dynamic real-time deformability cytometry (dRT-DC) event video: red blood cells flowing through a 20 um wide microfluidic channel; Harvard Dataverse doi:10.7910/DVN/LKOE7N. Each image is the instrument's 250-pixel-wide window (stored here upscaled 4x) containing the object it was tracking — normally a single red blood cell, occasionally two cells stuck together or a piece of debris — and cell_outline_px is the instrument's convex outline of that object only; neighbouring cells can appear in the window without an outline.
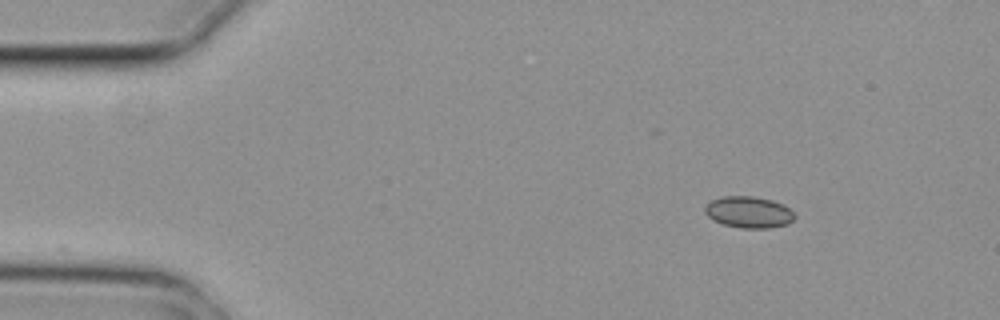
{"species": "common noctule bat (a hibernating species)", "species_latin": "Nyctalus noctula", "temperature_condition": "cold", "stored_images_in_passage": 5, "camera_frame_rate_fps": 3000, "um_per_image_px": 0.085, "animal": {"sex": "female", "body_mass_g": 29.2, "forearm_length_mm": 56.3}, "frame": {"image": 1, "passage_image": 1, "time_ms": 0.0, "image_size_px": [1000, 320], "cell_outline_px": [[796, 216], [788, 224], [768, 228], [740, 228], [724, 224], [708, 216], [704, 212], [704, 208], [712, 200], [724, 196], [752, 196], [772, 200], [788, 208]], "centroid_in_image_um": [63.64, 18.03], "position_along_channel_um": 21.4, "area_um2": 16.18}}
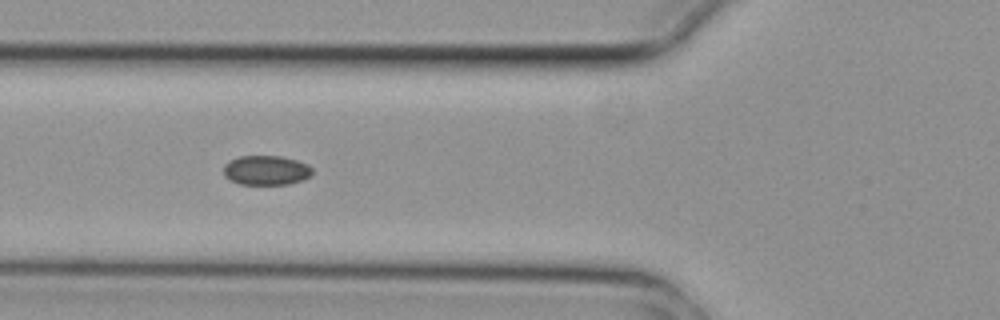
{"frame": {"image": 2, "passage_image": 4, "time_ms": 1.0, "image_size_px": [1000, 320], "cell_outline_px": [[312, 176], [304, 180], [288, 184], [240, 184], [228, 180], [224, 176], [224, 164], [228, 160], [240, 156], [280, 156], [296, 160], [308, 164], [312, 168]], "centroid_in_image_um": [22.62, 14.47], "position_along_channel_um": 103.2, "area_um2": 15.49}}
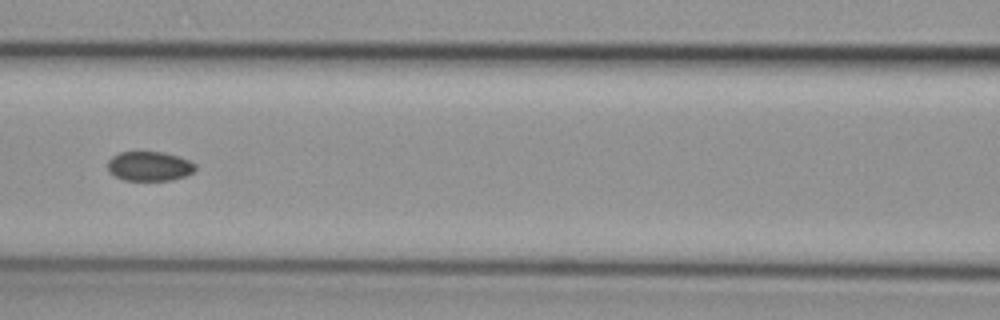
{"frame": {"image": 3, "passage_image": 5, "time_ms": 1.333, "image_size_px": [1000, 320], "cell_outline_px": [[196, 168], [192, 172], [184, 176], [172, 180], [124, 180], [108, 172], [108, 160], [112, 156], [120, 152], [164, 152], [188, 160], [196, 164]], "centroid_in_image_um": [12.68, 14.12], "position_along_channel_um": 153.9, "area_um2": 14.97}}